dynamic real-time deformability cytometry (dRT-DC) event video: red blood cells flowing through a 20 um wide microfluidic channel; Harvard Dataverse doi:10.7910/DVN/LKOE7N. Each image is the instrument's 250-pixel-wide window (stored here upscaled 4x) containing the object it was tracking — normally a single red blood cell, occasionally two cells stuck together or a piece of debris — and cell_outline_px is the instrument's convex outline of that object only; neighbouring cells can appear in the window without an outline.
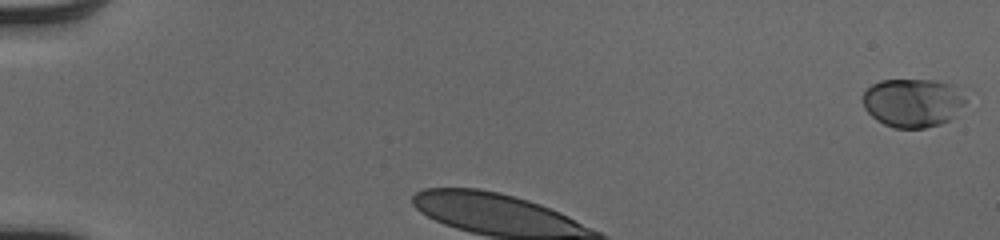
{"species": "human", "species_latin": "Homo sapiens", "temperature_condition": "cold", "stored_images_in_passage": 31, "camera_frame_rate_fps": 3000, "um_per_image_px": 0.085, "donor": {"sex": "male"}, "frame": {"image": 1, "passage_image": 1, "time_ms": 0.0, "image_size_px": [1000, 240], "cell_outline_px": [[968, 100], [956, 116], [940, 124], [924, 128], [896, 128], [884, 124], [876, 120], [864, 108], [860, 100], [860, 96], [872, 84], [880, 80], [936, 80], [952, 84]], "centroid_in_image_um": [77.57, 8.73], "position_along_channel_um": 7.4, "area_um2": 29.54}}
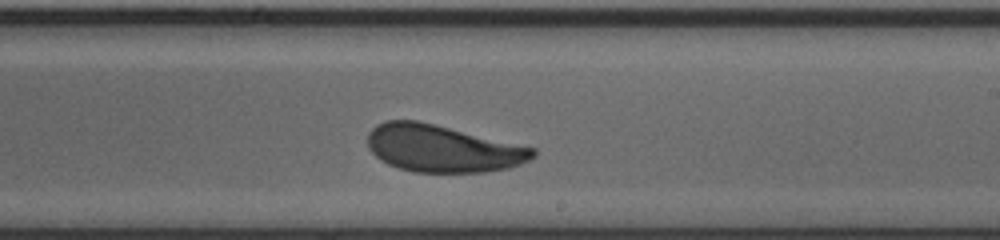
{"frame": {"image": 2, "passage_image": 20, "time_ms": 6.333, "image_size_px": [1000, 240], "cell_outline_px": [[536, 156], [520, 164], [508, 168], [484, 172], [412, 172], [388, 164], [380, 160], [368, 148], [368, 132], [376, 124], [384, 120], [416, 120], [536, 148]], "centroid_in_image_um": [37.59, 12.62], "position_along_channel_um": 251.4, "area_um2": 45.32}}
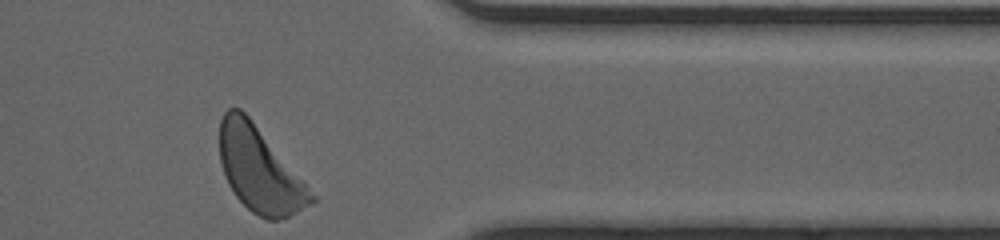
{"frame": {"image": 3, "passage_image": 31, "time_ms": 10.0, "image_size_px": [1000, 240], "cell_outline_px": [[316, 200], [288, 216], [280, 220], [268, 220], [252, 212], [236, 196], [228, 184], [220, 160], [220, 120], [224, 112], [228, 108], [240, 108], [248, 116], [316, 196]], "centroid_in_image_um": [22.03, 14.43], "position_along_channel_um": 389.4, "area_um2": 44.22}, "authors_computed_cell_mechanics": {"area_um2": 46.1244, "velocity_mm_per_s": 4.0348, "shape_relaxation_time_tau1_ms": 2.5011, "shape_relaxation_time_tau2_ms": null, "deformation_change_tau1": 0.1233, "deformation_change_tau2": null}}